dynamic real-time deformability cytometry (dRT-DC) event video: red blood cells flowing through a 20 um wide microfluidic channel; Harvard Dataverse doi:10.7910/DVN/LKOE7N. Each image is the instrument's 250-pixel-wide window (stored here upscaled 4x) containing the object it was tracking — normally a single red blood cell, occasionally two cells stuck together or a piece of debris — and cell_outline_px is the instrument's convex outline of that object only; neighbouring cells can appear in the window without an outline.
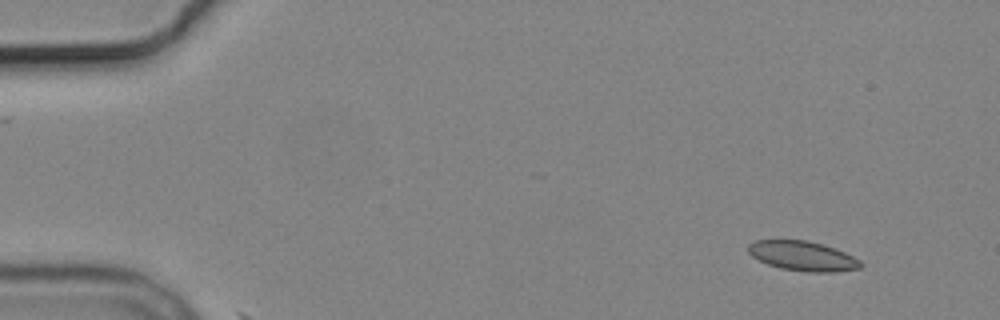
{"species": "common noctule bat (a hibernating species)", "species_latin": "Nyctalus noctula", "temperature_condition": "cold", "stored_images_in_passage": 5, "camera_frame_rate_fps": 3000, "um_per_image_px": 0.085, "animal": {"sex": "male", "body_mass_g": 19.2, "forearm_length_mm": 51.8}, "frame": {"image": 1, "passage_image": 1, "time_ms": 0.0, "image_size_px": [1000, 320], "cell_outline_px": [[864, 264], [860, 268], [836, 272], [808, 272], [780, 268], [768, 264], [752, 256], [748, 252], [748, 244], [756, 240], [808, 240], [844, 252], [860, 260]], "centroid_in_image_um": [68.23, 21.76], "position_along_channel_um": 16.8, "area_um2": 19.31}}
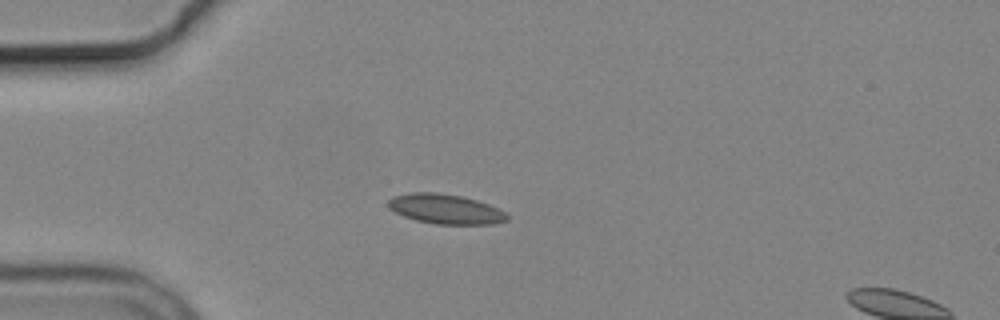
{"frame": {"image": 2, "passage_image": 4, "time_ms": 3.333, "image_size_px": [1000, 320], "cell_outline_px": [[508, 220], [492, 224], [436, 224], [416, 220], [404, 216], [388, 208], [388, 200], [392, 196], [412, 192], [436, 192], [460, 196], [476, 200], [488, 204], [504, 212], [508, 216]], "centroid_in_image_um": [37.83, 17.76], "position_along_channel_um": 47.2, "area_um2": 20.46}}